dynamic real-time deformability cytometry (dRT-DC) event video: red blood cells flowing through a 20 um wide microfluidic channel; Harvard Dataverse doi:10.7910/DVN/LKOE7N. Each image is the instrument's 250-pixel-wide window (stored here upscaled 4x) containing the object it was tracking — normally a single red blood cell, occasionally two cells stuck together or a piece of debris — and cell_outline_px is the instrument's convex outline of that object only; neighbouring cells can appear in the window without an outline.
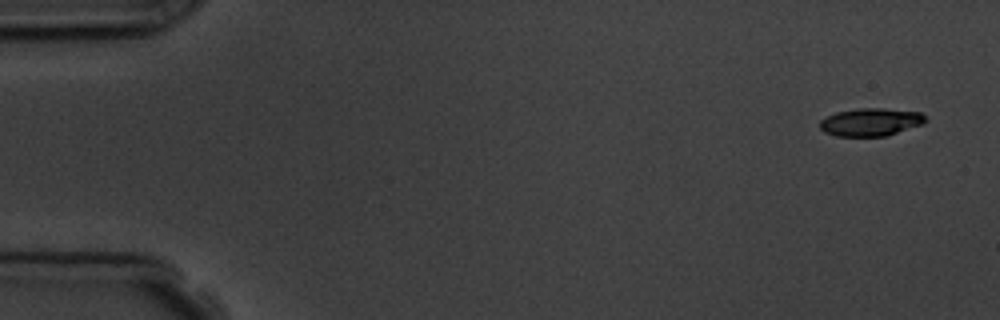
{"species": "common noctule bat (a hibernating species)", "species_latin": "Nyctalus noctula", "temperature_condition": "room temperature", "stored_images_in_passage": 4, "camera_frame_rate_fps": 3000, "um_per_image_px": 0.085, "animal": {"sex": "male", "body_mass_g": 19.5, "forearm_length_mm": 54.6}, "frame": {"image": 1, "passage_image": 1, "time_ms": 0.0, "image_size_px": [1000, 320], "cell_outline_px": [[928, 120], [920, 124], [884, 136], [836, 136], [824, 132], [820, 128], [820, 120], [836, 112], [856, 108], [884, 108], [920, 112]], "centroid_in_image_um": [73.96, 10.36], "position_along_channel_um": 11.0, "area_um2": 16.94}}